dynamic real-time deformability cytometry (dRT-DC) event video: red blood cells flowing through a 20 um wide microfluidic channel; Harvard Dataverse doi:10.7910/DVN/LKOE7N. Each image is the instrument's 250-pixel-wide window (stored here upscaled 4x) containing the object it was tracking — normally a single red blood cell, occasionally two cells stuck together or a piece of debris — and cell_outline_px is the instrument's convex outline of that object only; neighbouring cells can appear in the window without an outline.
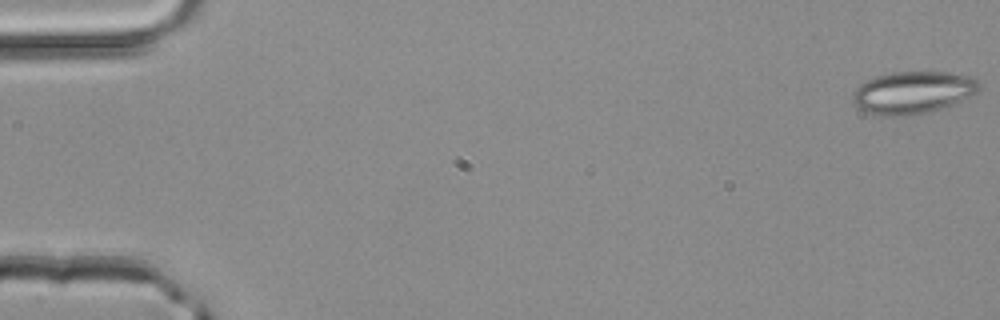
{"species": "common noctule bat (a hibernating species)", "species_latin": "Nyctalus noctula", "temperature_condition": "room temperature", "stored_images_in_passage": 5, "camera_frame_rate_fps": 3000, "um_per_image_px": 0.085, "animal": {"sex": "male", "body_mass_g": 20.4}, "frame": {"image": 1, "passage_image": 1, "time_ms": 0.0, "image_size_px": [1000, 320], "cell_outline_px": [[980, 88], [972, 96], [932, 112], [908, 116], [876, 116], [860, 108], [852, 100], [852, 92], [860, 84], [876, 76], [892, 72], [948, 72], [972, 76], [980, 84]], "centroid_in_image_um": [77.6, 7.87], "position_along_channel_um": 7.4, "area_um2": 31.44}}